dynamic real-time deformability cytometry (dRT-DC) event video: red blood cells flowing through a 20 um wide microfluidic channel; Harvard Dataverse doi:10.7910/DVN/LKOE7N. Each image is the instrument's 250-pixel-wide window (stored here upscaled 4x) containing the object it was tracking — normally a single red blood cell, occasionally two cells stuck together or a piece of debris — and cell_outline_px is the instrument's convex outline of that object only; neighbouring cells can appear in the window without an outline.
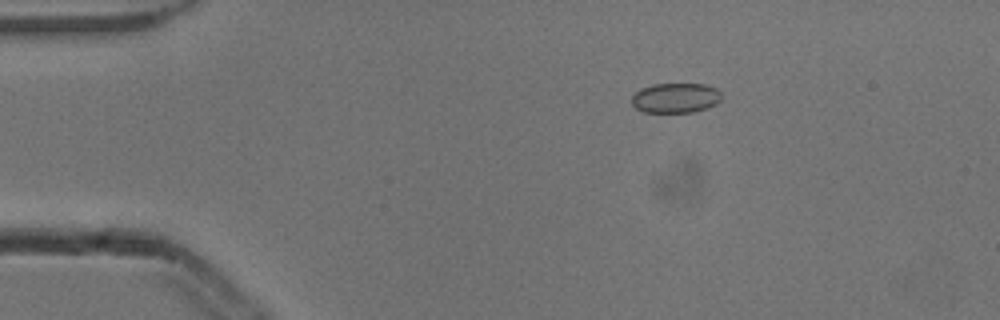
{"species": "common noctule bat (a hibernating species)", "species_latin": "Nyctalus noctula", "temperature_condition": "cold", "stored_images_in_passage": 9, "camera_frame_rate_fps": 3000, "um_per_image_px": 0.085, "animal": {"sex": "male", "body_mass_g": 13.3}, "frame": {"image": 1, "passage_image": 3, "time_ms": 0.667, "image_size_px": [1000, 320], "cell_outline_px": [[720, 100], [716, 104], [692, 112], [644, 112], [636, 108], [632, 104], [632, 96], [640, 88], [652, 84], [704, 84], [716, 88], [720, 92]], "centroid_in_image_um": [57.39, 8.31], "position_along_channel_um": 27.6, "area_um2": 15.55}}
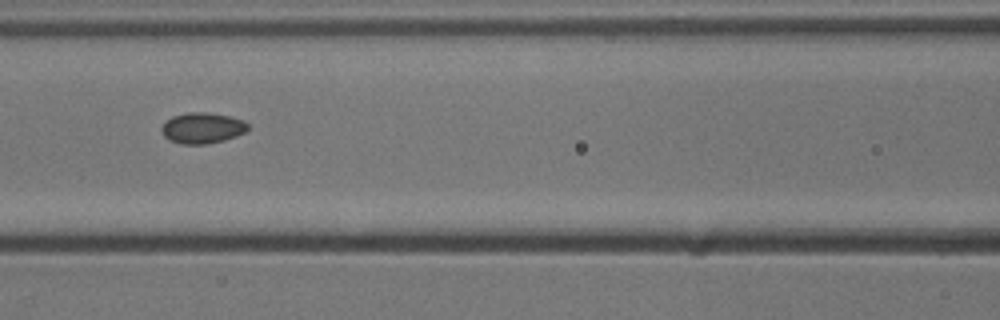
{"frame": {"image": 2, "passage_image": 7, "time_ms": 2.0, "image_size_px": [1000, 320], "cell_outline_px": [[248, 128], [244, 132], [236, 136], [224, 140], [208, 144], [180, 144], [168, 140], [160, 132], [160, 128], [164, 120], [172, 116], [188, 112], [204, 112], [232, 116], [244, 120], [248, 124]], "centroid_in_image_um": [17.15, 10.88], "position_along_channel_um": 149.4, "area_um2": 15.84}}
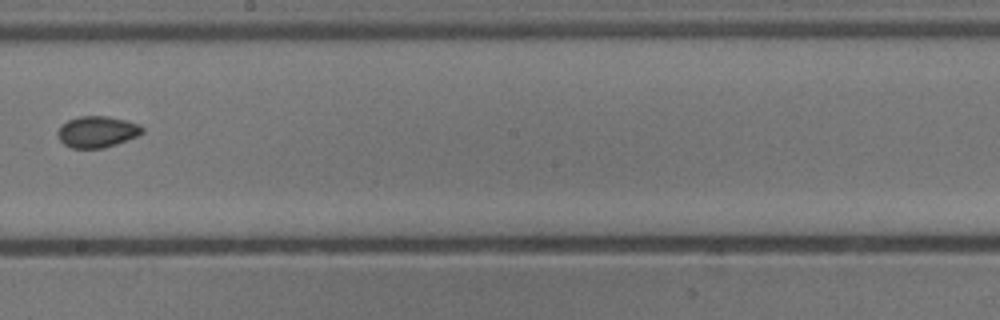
{"frame": {"image": 3, "passage_image": 9, "time_ms": 2.667, "image_size_px": [1000, 320], "cell_outline_px": [[144, 132], [136, 136], [116, 144], [104, 148], [72, 148], [64, 144], [60, 140], [56, 132], [60, 124], [68, 120], [80, 116], [108, 116], [140, 124], [144, 128]], "centroid_in_image_um": [8.23, 11.19], "position_along_channel_um": 240.0, "area_um2": 15.49}}